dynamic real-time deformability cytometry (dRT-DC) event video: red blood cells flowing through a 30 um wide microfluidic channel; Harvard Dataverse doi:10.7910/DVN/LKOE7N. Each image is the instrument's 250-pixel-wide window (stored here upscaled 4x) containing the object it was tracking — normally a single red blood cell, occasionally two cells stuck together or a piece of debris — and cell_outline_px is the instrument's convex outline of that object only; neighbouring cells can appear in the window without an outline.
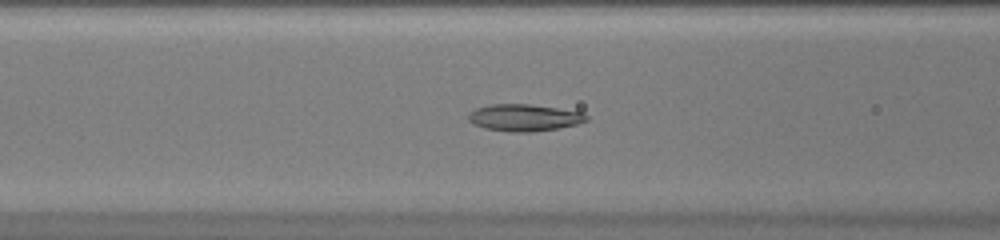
{"species": "common noctule bat (a hibernating species)", "species_latin": "Nyctalus noctula", "temperature_condition": "warm", "stored_images_in_passage": 37, "camera_frame_rate_fps": 3000, "um_per_image_px": 0.085, "animal": {"sex": "female", "body_mass_g": 20.0, "forearm_length_mm": 54.0}, "frame": {"image": 1, "passage_image": 11, "time_ms": 3.333, "image_size_px": [1000, 240], "cell_outline_px": [[588, 120], [576, 124], [560, 128], [532, 132], [508, 132], [484, 128], [472, 124], [468, 120], [468, 112], [476, 108], [492, 104], [528, 104], [584, 112], [588, 116]], "centroid_in_image_um": [44.53, 10.01], "position_along_channel_um": 122.1, "area_um2": 18.67}}
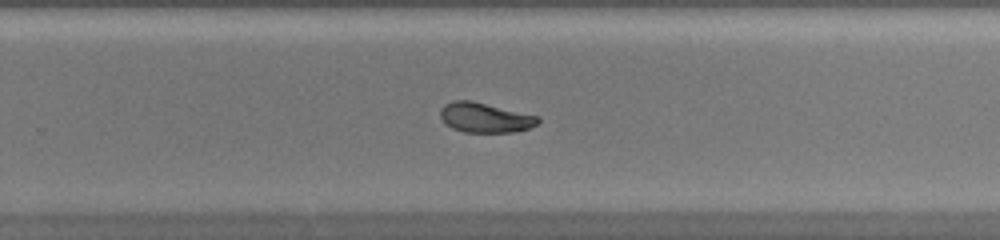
{"frame": {"image": 2, "passage_image": 22, "time_ms": 7.0, "image_size_px": [1000, 240], "cell_outline_px": [[540, 120], [536, 124], [528, 128], [516, 132], [464, 132], [452, 128], [444, 124], [440, 116], [440, 108], [444, 104], [452, 100], [468, 100], [540, 116]], "centroid_in_image_um": [41.19, 10.0], "position_along_channel_um": 288.6, "area_um2": 16.99}}
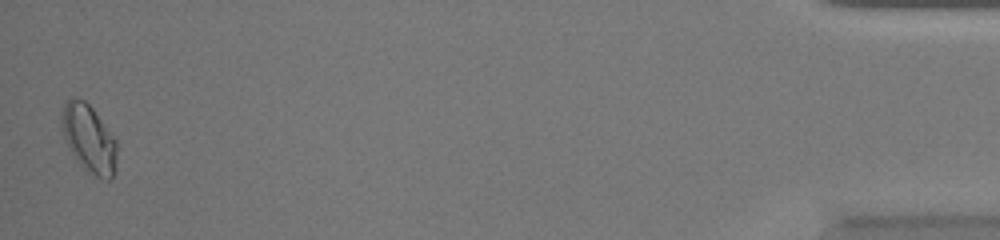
{"frame": {"image": 3, "passage_image": 37, "time_ms": 12.0, "image_size_px": [1000, 240], "cell_outline_px": [[116, 172], [112, 180], [100, 180], [80, 164], [68, 148], [60, 124], [60, 116], [64, 104], [72, 96], [76, 96], [84, 100], [92, 108], [116, 140]], "centroid_in_image_um": [7.55, 11.79], "position_along_channel_um": 427.6, "area_um2": 22.02}}